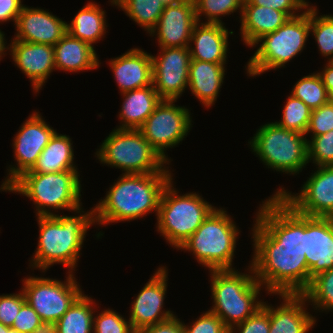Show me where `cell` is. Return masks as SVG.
<instances>
[{"instance_id":"cell-52","label":"cell","mask_w":333,"mask_h":333,"mask_svg":"<svg viewBox=\"0 0 333 333\" xmlns=\"http://www.w3.org/2000/svg\"><path fill=\"white\" fill-rule=\"evenodd\" d=\"M7 333H21V332H19V331L15 330V329H12L11 327L7 326Z\"/></svg>"},{"instance_id":"cell-32","label":"cell","mask_w":333,"mask_h":333,"mask_svg":"<svg viewBox=\"0 0 333 333\" xmlns=\"http://www.w3.org/2000/svg\"><path fill=\"white\" fill-rule=\"evenodd\" d=\"M291 94L301 99L311 110H315L330 101L326 87L318 73H311L298 80Z\"/></svg>"},{"instance_id":"cell-8","label":"cell","mask_w":333,"mask_h":333,"mask_svg":"<svg viewBox=\"0 0 333 333\" xmlns=\"http://www.w3.org/2000/svg\"><path fill=\"white\" fill-rule=\"evenodd\" d=\"M100 163L124 174L172 173L139 129H113L95 153ZM165 164V165H164Z\"/></svg>"},{"instance_id":"cell-14","label":"cell","mask_w":333,"mask_h":333,"mask_svg":"<svg viewBox=\"0 0 333 333\" xmlns=\"http://www.w3.org/2000/svg\"><path fill=\"white\" fill-rule=\"evenodd\" d=\"M316 169L302 185L300 193L293 195L279 187L273 196H280L299 214L333 218V165Z\"/></svg>"},{"instance_id":"cell-27","label":"cell","mask_w":333,"mask_h":333,"mask_svg":"<svg viewBox=\"0 0 333 333\" xmlns=\"http://www.w3.org/2000/svg\"><path fill=\"white\" fill-rule=\"evenodd\" d=\"M121 94L124 99L119 112L120 125L117 129H140L163 100L153 84Z\"/></svg>"},{"instance_id":"cell-36","label":"cell","mask_w":333,"mask_h":333,"mask_svg":"<svg viewBox=\"0 0 333 333\" xmlns=\"http://www.w3.org/2000/svg\"><path fill=\"white\" fill-rule=\"evenodd\" d=\"M318 9L310 10V34L317 42L320 54L333 60V15L318 16Z\"/></svg>"},{"instance_id":"cell-37","label":"cell","mask_w":333,"mask_h":333,"mask_svg":"<svg viewBox=\"0 0 333 333\" xmlns=\"http://www.w3.org/2000/svg\"><path fill=\"white\" fill-rule=\"evenodd\" d=\"M308 162L315 166L333 165V130L307 140Z\"/></svg>"},{"instance_id":"cell-17","label":"cell","mask_w":333,"mask_h":333,"mask_svg":"<svg viewBox=\"0 0 333 333\" xmlns=\"http://www.w3.org/2000/svg\"><path fill=\"white\" fill-rule=\"evenodd\" d=\"M305 256L309 285L314 277L333 268V218L305 216Z\"/></svg>"},{"instance_id":"cell-12","label":"cell","mask_w":333,"mask_h":333,"mask_svg":"<svg viewBox=\"0 0 333 333\" xmlns=\"http://www.w3.org/2000/svg\"><path fill=\"white\" fill-rule=\"evenodd\" d=\"M176 100L163 99L139 129L149 144L169 163L166 150L188 135L192 125L189 109L176 106ZM165 151V152H164Z\"/></svg>"},{"instance_id":"cell-34","label":"cell","mask_w":333,"mask_h":333,"mask_svg":"<svg viewBox=\"0 0 333 333\" xmlns=\"http://www.w3.org/2000/svg\"><path fill=\"white\" fill-rule=\"evenodd\" d=\"M195 4L196 20L200 23L202 15L207 18L206 22L212 24H224L221 17L231 15V13L240 10L242 14L244 0H193Z\"/></svg>"},{"instance_id":"cell-38","label":"cell","mask_w":333,"mask_h":333,"mask_svg":"<svg viewBox=\"0 0 333 333\" xmlns=\"http://www.w3.org/2000/svg\"><path fill=\"white\" fill-rule=\"evenodd\" d=\"M93 333H135L130 321L113 309L93 316Z\"/></svg>"},{"instance_id":"cell-48","label":"cell","mask_w":333,"mask_h":333,"mask_svg":"<svg viewBox=\"0 0 333 333\" xmlns=\"http://www.w3.org/2000/svg\"><path fill=\"white\" fill-rule=\"evenodd\" d=\"M32 333H58L57 322L41 321Z\"/></svg>"},{"instance_id":"cell-33","label":"cell","mask_w":333,"mask_h":333,"mask_svg":"<svg viewBox=\"0 0 333 333\" xmlns=\"http://www.w3.org/2000/svg\"><path fill=\"white\" fill-rule=\"evenodd\" d=\"M308 303L315 310L331 311L333 310V268L326 270L314 277L303 293Z\"/></svg>"},{"instance_id":"cell-44","label":"cell","mask_w":333,"mask_h":333,"mask_svg":"<svg viewBox=\"0 0 333 333\" xmlns=\"http://www.w3.org/2000/svg\"><path fill=\"white\" fill-rule=\"evenodd\" d=\"M243 5H258L286 13L290 18L302 14L306 10L296 0H244ZM300 10L301 13L298 11ZM297 12V14H296Z\"/></svg>"},{"instance_id":"cell-50","label":"cell","mask_w":333,"mask_h":333,"mask_svg":"<svg viewBox=\"0 0 333 333\" xmlns=\"http://www.w3.org/2000/svg\"><path fill=\"white\" fill-rule=\"evenodd\" d=\"M301 6H303L306 10L317 9L316 6H312L306 0H296Z\"/></svg>"},{"instance_id":"cell-39","label":"cell","mask_w":333,"mask_h":333,"mask_svg":"<svg viewBox=\"0 0 333 333\" xmlns=\"http://www.w3.org/2000/svg\"><path fill=\"white\" fill-rule=\"evenodd\" d=\"M333 130V102L320 106L312 110L306 135L311 133V137L323 135Z\"/></svg>"},{"instance_id":"cell-31","label":"cell","mask_w":333,"mask_h":333,"mask_svg":"<svg viewBox=\"0 0 333 333\" xmlns=\"http://www.w3.org/2000/svg\"><path fill=\"white\" fill-rule=\"evenodd\" d=\"M95 301L82 293L57 321L58 333H93Z\"/></svg>"},{"instance_id":"cell-43","label":"cell","mask_w":333,"mask_h":333,"mask_svg":"<svg viewBox=\"0 0 333 333\" xmlns=\"http://www.w3.org/2000/svg\"><path fill=\"white\" fill-rule=\"evenodd\" d=\"M41 321L42 320L36 311L27 302H25L15 317L11 328L21 333H32Z\"/></svg>"},{"instance_id":"cell-6","label":"cell","mask_w":333,"mask_h":333,"mask_svg":"<svg viewBox=\"0 0 333 333\" xmlns=\"http://www.w3.org/2000/svg\"><path fill=\"white\" fill-rule=\"evenodd\" d=\"M225 209L215 207L178 249L193 252L199 264L210 270H233L239 229Z\"/></svg>"},{"instance_id":"cell-51","label":"cell","mask_w":333,"mask_h":333,"mask_svg":"<svg viewBox=\"0 0 333 333\" xmlns=\"http://www.w3.org/2000/svg\"><path fill=\"white\" fill-rule=\"evenodd\" d=\"M0 333H7V326L0 323Z\"/></svg>"},{"instance_id":"cell-42","label":"cell","mask_w":333,"mask_h":333,"mask_svg":"<svg viewBox=\"0 0 333 333\" xmlns=\"http://www.w3.org/2000/svg\"><path fill=\"white\" fill-rule=\"evenodd\" d=\"M270 321L269 313L261 307L255 314L247 318L244 322H241L231 329L229 333H269Z\"/></svg>"},{"instance_id":"cell-13","label":"cell","mask_w":333,"mask_h":333,"mask_svg":"<svg viewBox=\"0 0 333 333\" xmlns=\"http://www.w3.org/2000/svg\"><path fill=\"white\" fill-rule=\"evenodd\" d=\"M19 129L12 144L17 166L9 165L8 176L1 184L0 190L2 189V191H5L18 177L34 167L41 152L56 132L44 121L39 112L35 111Z\"/></svg>"},{"instance_id":"cell-47","label":"cell","mask_w":333,"mask_h":333,"mask_svg":"<svg viewBox=\"0 0 333 333\" xmlns=\"http://www.w3.org/2000/svg\"><path fill=\"white\" fill-rule=\"evenodd\" d=\"M323 70L317 73L320 75L323 85L326 87L330 101L333 102V63L327 60Z\"/></svg>"},{"instance_id":"cell-4","label":"cell","mask_w":333,"mask_h":333,"mask_svg":"<svg viewBox=\"0 0 333 333\" xmlns=\"http://www.w3.org/2000/svg\"><path fill=\"white\" fill-rule=\"evenodd\" d=\"M248 267L246 274L235 269L209 272L214 303L209 311L216 314L228 329L244 322L264 303L258 300L263 286L256 280L252 266Z\"/></svg>"},{"instance_id":"cell-7","label":"cell","mask_w":333,"mask_h":333,"mask_svg":"<svg viewBox=\"0 0 333 333\" xmlns=\"http://www.w3.org/2000/svg\"><path fill=\"white\" fill-rule=\"evenodd\" d=\"M177 191L171 179L161 194L156 227L170 246L179 249L215 207L196 192L181 196Z\"/></svg>"},{"instance_id":"cell-40","label":"cell","mask_w":333,"mask_h":333,"mask_svg":"<svg viewBox=\"0 0 333 333\" xmlns=\"http://www.w3.org/2000/svg\"><path fill=\"white\" fill-rule=\"evenodd\" d=\"M183 328L184 333H229L223 321L209 309L190 326L183 322Z\"/></svg>"},{"instance_id":"cell-19","label":"cell","mask_w":333,"mask_h":333,"mask_svg":"<svg viewBox=\"0 0 333 333\" xmlns=\"http://www.w3.org/2000/svg\"><path fill=\"white\" fill-rule=\"evenodd\" d=\"M15 29L12 40L54 46L67 33V22L44 9L24 5Z\"/></svg>"},{"instance_id":"cell-29","label":"cell","mask_w":333,"mask_h":333,"mask_svg":"<svg viewBox=\"0 0 333 333\" xmlns=\"http://www.w3.org/2000/svg\"><path fill=\"white\" fill-rule=\"evenodd\" d=\"M105 12L97 3L88 2L78 11L71 23H67V32L94 47V43L106 34Z\"/></svg>"},{"instance_id":"cell-21","label":"cell","mask_w":333,"mask_h":333,"mask_svg":"<svg viewBox=\"0 0 333 333\" xmlns=\"http://www.w3.org/2000/svg\"><path fill=\"white\" fill-rule=\"evenodd\" d=\"M279 296L283 300L279 306L274 308L266 302L262 305L269 313V333H308L316 324V317L306 311L308 307L306 297L303 294H279Z\"/></svg>"},{"instance_id":"cell-35","label":"cell","mask_w":333,"mask_h":333,"mask_svg":"<svg viewBox=\"0 0 333 333\" xmlns=\"http://www.w3.org/2000/svg\"><path fill=\"white\" fill-rule=\"evenodd\" d=\"M312 110L292 94L284 105L282 120L276 123L288 130H293L306 135Z\"/></svg>"},{"instance_id":"cell-5","label":"cell","mask_w":333,"mask_h":333,"mask_svg":"<svg viewBox=\"0 0 333 333\" xmlns=\"http://www.w3.org/2000/svg\"><path fill=\"white\" fill-rule=\"evenodd\" d=\"M78 170L35 173L27 171L18 177L5 192L28 197L36 208V216L54 215L50 210L76 211L82 206L81 181Z\"/></svg>"},{"instance_id":"cell-30","label":"cell","mask_w":333,"mask_h":333,"mask_svg":"<svg viewBox=\"0 0 333 333\" xmlns=\"http://www.w3.org/2000/svg\"><path fill=\"white\" fill-rule=\"evenodd\" d=\"M186 0H110L112 5L125 11L126 15L135 21L149 34L157 25L165 7L178 5Z\"/></svg>"},{"instance_id":"cell-25","label":"cell","mask_w":333,"mask_h":333,"mask_svg":"<svg viewBox=\"0 0 333 333\" xmlns=\"http://www.w3.org/2000/svg\"><path fill=\"white\" fill-rule=\"evenodd\" d=\"M225 64L190 60L188 87L205 107L215 104L224 82Z\"/></svg>"},{"instance_id":"cell-11","label":"cell","mask_w":333,"mask_h":333,"mask_svg":"<svg viewBox=\"0 0 333 333\" xmlns=\"http://www.w3.org/2000/svg\"><path fill=\"white\" fill-rule=\"evenodd\" d=\"M67 274L64 282L38 276H29L22 280L25 300L42 321L57 322L83 293L74 273Z\"/></svg>"},{"instance_id":"cell-22","label":"cell","mask_w":333,"mask_h":333,"mask_svg":"<svg viewBox=\"0 0 333 333\" xmlns=\"http://www.w3.org/2000/svg\"><path fill=\"white\" fill-rule=\"evenodd\" d=\"M108 63L121 93L152 85L151 53L132 48Z\"/></svg>"},{"instance_id":"cell-10","label":"cell","mask_w":333,"mask_h":333,"mask_svg":"<svg viewBox=\"0 0 333 333\" xmlns=\"http://www.w3.org/2000/svg\"><path fill=\"white\" fill-rule=\"evenodd\" d=\"M307 140L306 135L271 122L262 125L248 143L266 167L295 175L309 163Z\"/></svg>"},{"instance_id":"cell-26","label":"cell","mask_w":333,"mask_h":333,"mask_svg":"<svg viewBox=\"0 0 333 333\" xmlns=\"http://www.w3.org/2000/svg\"><path fill=\"white\" fill-rule=\"evenodd\" d=\"M290 17L281 11L258 5H243L240 34L245 45L254 47L262 36L276 31Z\"/></svg>"},{"instance_id":"cell-16","label":"cell","mask_w":333,"mask_h":333,"mask_svg":"<svg viewBox=\"0 0 333 333\" xmlns=\"http://www.w3.org/2000/svg\"><path fill=\"white\" fill-rule=\"evenodd\" d=\"M152 277V278H151ZM132 301L129 321L137 330L165 322L175 316L171 310H163L167 291L168 270L159 267Z\"/></svg>"},{"instance_id":"cell-1","label":"cell","mask_w":333,"mask_h":333,"mask_svg":"<svg viewBox=\"0 0 333 333\" xmlns=\"http://www.w3.org/2000/svg\"><path fill=\"white\" fill-rule=\"evenodd\" d=\"M250 265L268 294H303L309 287L305 215L280 196L262 201L255 217Z\"/></svg>"},{"instance_id":"cell-9","label":"cell","mask_w":333,"mask_h":333,"mask_svg":"<svg viewBox=\"0 0 333 333\" xmlns=\"http://www.w3.org/2000/svg\"><path fill=\"white\" fill-rule=\"evenodd\" d=\"M309 35L310 10H305L256 41L254 45L260 42V47L247 63V75L256 77L266 71L284 67L303 51Z\"/></svg>"},{"instance_id":"cell-49","label":"cell","mask_w":333,"mask_h":333,"mask_svg":"<svg viewBox=\"0 0 333 333\" xmlns=\"http://www.w3.org/2000/svg\"><path fill=\"white\" fill-rule=\"evenodd\" d=\"M5 34L0 30V61L3 58L2 55H5V52L9 50L8 45L6 46V39H5Z\"/></svg>"},{"instance_id":"cell-3","label":"cell","mask_w":333,"mask_h":333,"mask_svg":"<svg viewBox=\"0 0 333 333\" xmlns=\"http://www.w3.org/2000/svg\"><path fill=\"white\" fill-rule=\"evenodd\" d=\"M75 212L80 215L37 216L39 240L30 260L32 268L45 272L54 264H62L69 273L75 271L87 230L95 224L93 208L84 212L81 207Z\"/></svg>"},{"instance_id":"cell-41","label":"cell","mask_w":333,"mask_h":333,"mask_svg":"<svg viewBox=\"0 0 333 333\" xmlns=\"http://www.w3.org/2000/svg\"><path fill=\"white\" fill-rule=\"evenodd\" d=\"M26 302L23 291L0 295V323L12 327L21 306Z\"/></svg>"},{"instance_id":"cell-24","label":"cell","mask_w":333,"mask_h":333,"mask_svg":"<svg viewBox=\"0 0 333 333\" xmlns=\"http://www.w3.org/2000/svg\"><path fill=\"white\" fill-rule=\"evenodd\" d=\"M53 47L56 70L77 73L98 69L101 64L94 47L68 32Z\"/></svg>"},{"instance_id":"cell-28","label":"cell","mask_w":333,"mask_h":333,"mask_svg":"<svg viewBox=\"0 0 333 333\" xmlns=\"http://www.w3.org/2000/svg\"><path fill=\"white\" fill-rule=\"evenodd\" d=\"M71 138L57 132L43 149L34 167L29 170L35 173L62 172L78 170L74 164V150Z\"/></svg>"},{"instance_id":"cell-23","label":"cell","mask_w":333,"mask_h":333,"mask_svg":"<svg viewBox=\"0 0 333 333\" xmlns=\"http://www.w3.org/2000/svg\"><path fill=\"white\" fill-rule=\"evenodd\" d=\"M233 33L225 28L224 24L197 22L191 33L189 46L191 59L226 64L228 37Z\"/></svg>"},{"instance_id":"cell-2","label":"cell","mask_w":333,"mask_h":333,"mask_svg":"<svg viewBox=\"0 0 333 333\" xmlns=\"http://www.w3.org/2000/svg\"><path fill=\"white\" fill-rule=\"evenodd\" d=\"M172 173L124 174L114 182L93 207L94 223L107 225L121 221L140 219L156 212L162 191L173 179ZM98 222V223H97Z\"/></svg>"},{"instance_id":"cell-20","label":"cell","mask_w":333,"mask_h":333,"mask_svg":"<svg viewBox=\"0 0 333 333\" xmlns=\"http://www.w3.org/2000/svg\"><path fill=\"white\" fill-rule=\"evenodd\" d=\"M8 46L15 65L30 79L33 91L39 92L50 74L56 70L54 47L20 40H11Z\"/></svg>"},{"instance_id":"cell-18","label":"cell","mask_w":333,"mask_h":333,"mask_svg":"<svg viewBox=\"0 0 333 333\" xmlns=\"http://www.w3.org/2000/svg\"><path fill=\"white\" fill-rule=\"evenodd\" d=\"M196 23L194 1L186 0L181 4L165 7L156 27L149 34L157 36L160 48L189 47Z\"/></svg>"},{"instance_id":"cell-15","label":"cell","mask_w":333,"mask_h":333,"mask_svg":"<svg viewBox=\"0 0 333 333\" xmlns=\"http://www.w3.org/2000/svg\"><path fill=\"white\" fill-rule=\"evenodd\" d=\"M152 58V84L162 99L177 100L188 88L189 47L160 48Z\"/></svg>"},{"instance_id":"cell-46","label":"cell","mask_w":333,"mask_h":333,"mask_svg":"<svg viewBox=\"0 0 333 333\" xmlns=\"http://www.w3.org/2000/svg\"><path fill=\"white\" fill-rule=\"evenodd\" d=\"M23 6L21 0H0V23L11 20L15 25Z\"/></svg>"},{"instance_id":"cell-45","label":"cell","mask_w":333,"mask_h":333,"mask_svg":"<svg viewBox=\"0 0 333 333\" xmlns=\"http://www.w3.org/2000/svg\"><path fill=\"white\" fill-rule=\"evenodd\" d=\"M135 333H184V328L183 322L174 316L165 322L141 328Z\"/></svg>"}]
</instances>
